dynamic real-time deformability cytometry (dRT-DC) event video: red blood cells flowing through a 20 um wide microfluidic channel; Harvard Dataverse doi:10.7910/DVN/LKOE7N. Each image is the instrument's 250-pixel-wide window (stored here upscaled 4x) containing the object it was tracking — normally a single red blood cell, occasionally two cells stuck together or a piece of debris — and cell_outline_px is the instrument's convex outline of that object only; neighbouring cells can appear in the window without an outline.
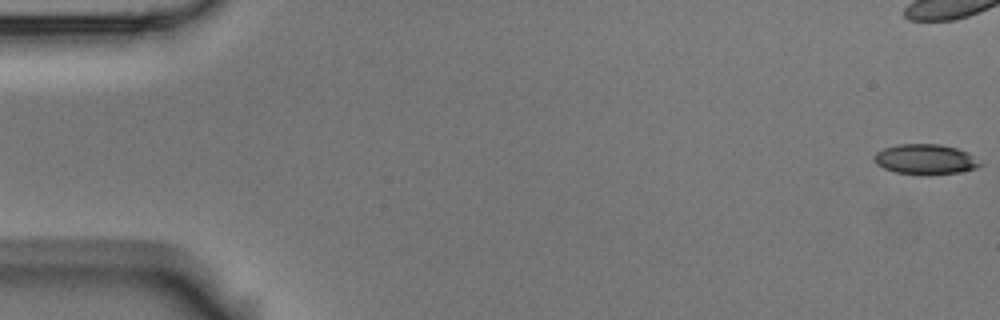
{"species": "Egyptian fruit bat (a non-hibernating species)", "species_latin": "Rousettus aegyptiacus", "temperature_condition": "room temperature", "stored_images_in_passage": 7, "camera_frame_rate_fps": 3000, "um_per_image_px": 0.085, "animal": {"sex": "male"}, "frame": {"image": 1, "passage_image": 1, "time_ms": 0.0, "image_size_px": [1000, 320], "cell_outline_px": [[984, 164], [976, 168], [960, 172], [928, 176], [896, 172], [884, 168], [876, 164], [872, 156], [876, 152], [884, 148], [896, 144], [940, 144], [956, 148], [968, 152]], "centroid_in_image_um": [78.66, 13.55], "position_along_channel_um": 6.3, "area_um2": 18.96}}
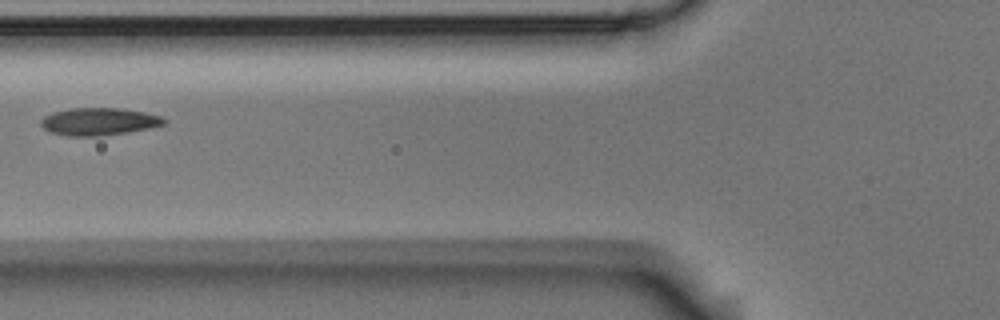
{"frame": {"image": 2, "passage_image": 7, "time_ms": 2.0, "image_size_px": [1000, 320], "cell_outline_px": [[168, 124], [128, 132], [100, 136], [68, 136], [52, 132], [44, 128], [40, 124], [40, 120], [44, 116], [52, 112], [72, 108], [120, 108], [144, 112], [164, 116], [168, 120]], "centroid_in_image_um": [8.46, 10.33], "position_along_channel_um": 117.3, "area_um2": 19.88}}